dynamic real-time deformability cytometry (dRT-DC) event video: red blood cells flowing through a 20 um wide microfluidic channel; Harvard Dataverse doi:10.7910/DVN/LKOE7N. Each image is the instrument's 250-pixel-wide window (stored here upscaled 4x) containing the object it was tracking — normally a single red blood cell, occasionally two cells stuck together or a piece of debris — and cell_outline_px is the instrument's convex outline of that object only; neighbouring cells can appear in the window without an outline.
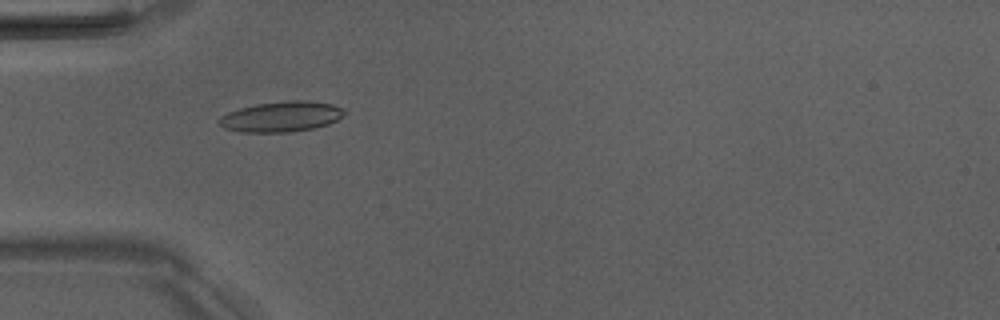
{"species": "Egyptian fruit bat (a non-hibernating species)", "species_latin": "Rousettus aegyptiacus", "temperature_condition": "room temperature", "stored_images_in_passage": 3, "camera_frame_rate_fps": 3000, "um_per_image_px": 0.085, "animal": {"sex": "male"}, "frame": {"image": 1, "passage_image": 2, "time_ms": 1.333, "image_size_px": [1000, 320], "cell_outline_px": [[344, 112], [336, 120], [328, 124], [316, 128], [288, 132], [244, 132], [224, 128], [216, 120], [220, 116], [228, 112], [240, 108], [256, 104], [288, 100], [308, 100], [332, 104], [344, 108]], "centroid_in_image_um": [23.89, 9.91], "position_along_channel_um": 61.1, "area_um2": 22.2}}